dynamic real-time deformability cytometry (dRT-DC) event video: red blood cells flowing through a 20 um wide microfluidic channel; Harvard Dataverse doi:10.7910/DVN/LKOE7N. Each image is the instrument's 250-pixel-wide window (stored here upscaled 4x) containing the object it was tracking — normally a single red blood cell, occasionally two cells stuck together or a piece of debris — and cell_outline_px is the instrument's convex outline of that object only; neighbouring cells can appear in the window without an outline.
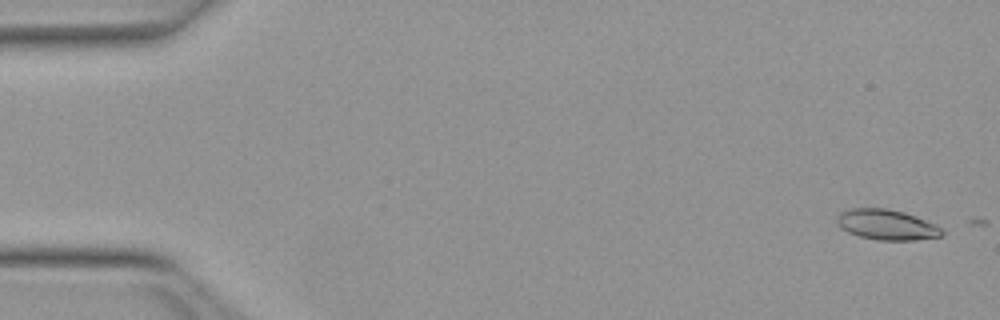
{"species": "Egyptian fruit bat (a non-hibernating species)", "species_latin": "Rousettus aegyptiacus", "temperature_condition": "warm", "stored_images_in_passage": 4, "camera_frame_rate_fps": 3000, "um_per_image_px": 0.085, "animal": {"sex": "female"}, "frame": {"image": 1, "passage_image": 2, "time_ms": 0.333, "image_size_px": [1000, 320], "cell_outline_px": [[944, 232], [940, 236], [916, 240], [880, 240], [860, 236], [848, 232], [840, 228], [836, 220], [836, 216], [840, 212], [852, 208], [888, 208], [904, 212], [916, 216], [936, 224], [944, 228]], "centroid_in_image_um": [75.38, 19.09], "position_along_channel_um": 9.6, "area_um2": 18.73}}